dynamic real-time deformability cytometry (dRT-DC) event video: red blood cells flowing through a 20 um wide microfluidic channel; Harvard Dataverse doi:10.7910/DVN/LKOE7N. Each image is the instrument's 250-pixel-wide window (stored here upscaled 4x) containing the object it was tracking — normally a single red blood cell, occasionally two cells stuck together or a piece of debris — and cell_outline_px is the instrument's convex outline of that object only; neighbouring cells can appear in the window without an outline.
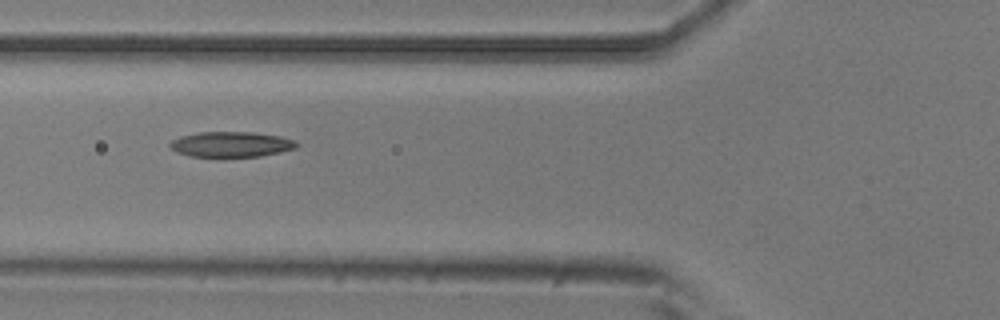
{"species": "common noctule bat (a hibernating species)", "species_latin": "Nyctalus noctula", "temperature_condition": "room temperature", "stored_images_in_passage": 7, "camera_frame_rate_fps": 3000, "um_per_image_px": 0.085, "animal": {"sex": "male", "body_mass_g": 20.5, "forearm_length_mm": 52.5}, "frame": {"image": 1, "passage_image": 4, "time_ms": 1.0, "image_size_px": [1000, 320], "cell_outline_px": [[300, 144], [296, 148], [280, 152], [260, 156], [224, 160], [188, 156], [176, 152], [168, 144], [172, 140], [180, 136], [200, 132], [252, 132], [280, 136], [296, 140]], "centroid_in_image_um": [19.64, 12.32], "position_along_channel_um": 106.2, "area_um2": 19.71}}
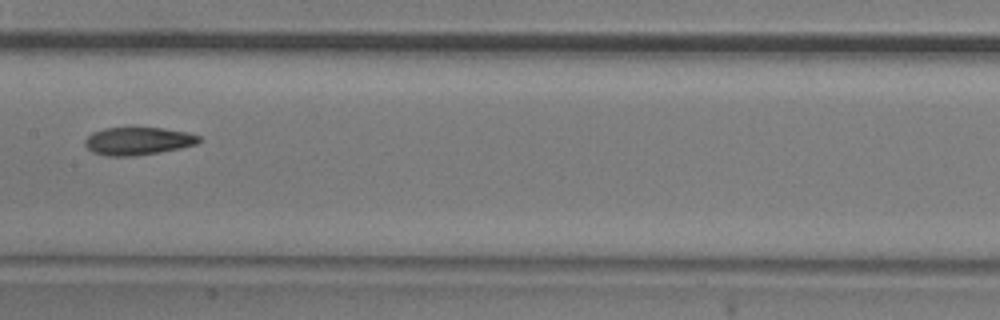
{"frame": {"image": 2, "passage_image": 6, "time_ms": 1.667, "image_size_px": [1000, 320], "cell_outline_px": [[200, 140], [196, 144], [180, 148], [160, 152], [132, 156], [108, 156], [92, 152], [84, 144], [84, 140], [92, 132], [104, 128], [164, 128], [188, 132], [200, 136]], "centroid_in_image_um": [11.72, 11.99], "position_along_channel_um": 195.7, "area_um2": 18.44}}
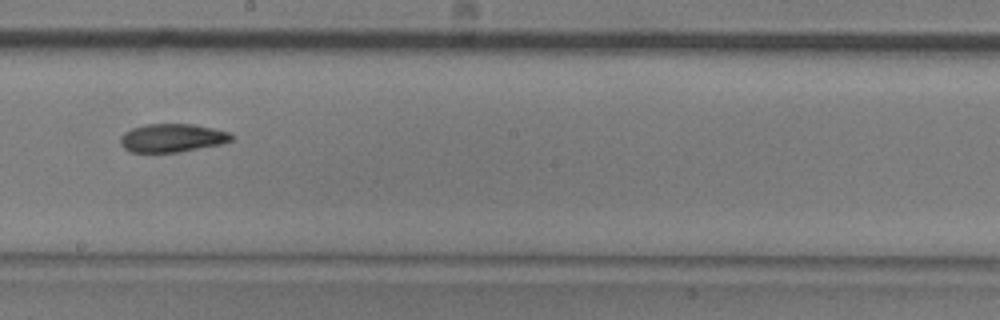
{"frame": {"image": 3, "passage_image": 7, "time_ms": 2.0, "image_size_px": [1000, 320], "cell_outline_px": [[236, 136], [232, 140], [220, 144], [180, 152], [132, 152], [124, 148], [120, 144], [120, 136], [124, 132], [132, 128], [144, 124], [192, 124], [232, 132]], "centroid_in_image_um": [14.65, 11.72], "position_along_channel_um": 233.5, "area_um2": 18.5}}